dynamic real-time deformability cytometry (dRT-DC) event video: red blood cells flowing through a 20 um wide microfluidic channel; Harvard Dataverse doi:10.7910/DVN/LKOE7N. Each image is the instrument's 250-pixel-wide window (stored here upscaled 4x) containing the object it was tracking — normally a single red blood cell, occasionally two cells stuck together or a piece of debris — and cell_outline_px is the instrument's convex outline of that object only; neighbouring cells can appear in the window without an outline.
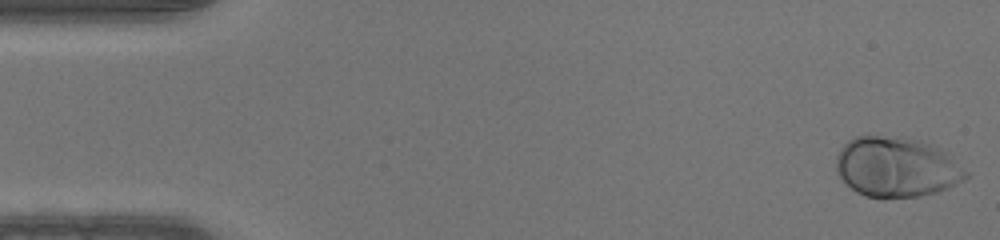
{"species": "human", "species_latin": "Homo sapiens", "temperature_condition": "warm", "stored_images_in_passage": 47, "camera_frame_rate_fps": 3000, "um_per_image_px": 0.085, "donor": {"sex": "male"}, "frame": {"image": 1, "passage_image": 1, "time_ms": 0.0, "image_size_px": [1000, 240], "cell_outline_px": [[968, 176], [964, 180], [948, 188], [936, 192], [920, 196], [864, 196], [856, 192], [836, 172], [836, 156], [840, 148], [848, 140], [856, 136], [900, 136], [920, 140], [936, 144], [968, 172]], "centroid_in_image_um": [76.21, 14.17], "position_along_channel_um": 8.8, "area_um2": 45.32}}
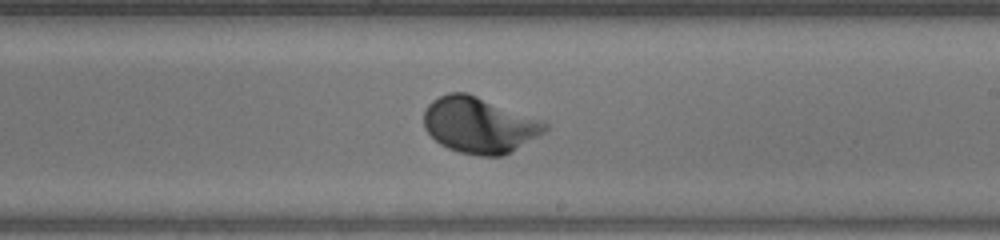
{"frame": {"image": 2, "passage_image": 27, "time_ms": 8.667, "image_size_px": [1000, 240], "cell_outline_px": [[548, 128], [544, 132], [504, 156], [476, 156], [460, 152], [448, 148], [440, 144], [424, 128], [424, 112], [428, 104], [432, 100], [448, 92], [468, 92], [540, 120], [548, 124]], "centroid_in_image_um": [40.71, 10.63], "position_along_channel_um": 248.3, "area_um2": 39.25}}
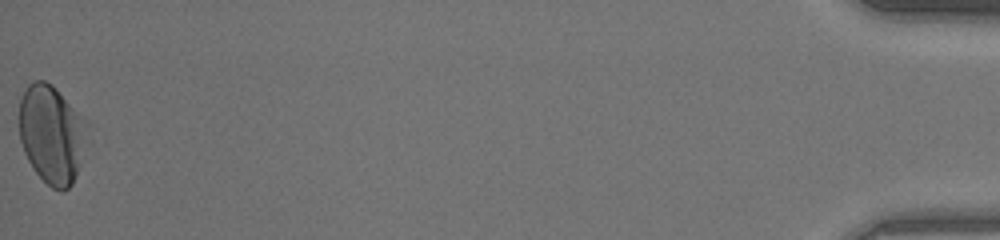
{"frame": {"image": 3, "passage_image": 47, "time_ms": 15.333, "image_size_px": [1000, 240], "cell_outline_px": [[92, 124], [80, 164], [76, 176], [72, 184], [68, 188], [60, 192], [52, 188], [32, 168], [24, 152], [20, 140], [20, 100], [28, 84], [32, 80], [44, 80], [52, 84]], "centroid_in_image_um": [4.45, 11.39], "position_along_channel_um": 430.8, "area_um2": 39.71}}